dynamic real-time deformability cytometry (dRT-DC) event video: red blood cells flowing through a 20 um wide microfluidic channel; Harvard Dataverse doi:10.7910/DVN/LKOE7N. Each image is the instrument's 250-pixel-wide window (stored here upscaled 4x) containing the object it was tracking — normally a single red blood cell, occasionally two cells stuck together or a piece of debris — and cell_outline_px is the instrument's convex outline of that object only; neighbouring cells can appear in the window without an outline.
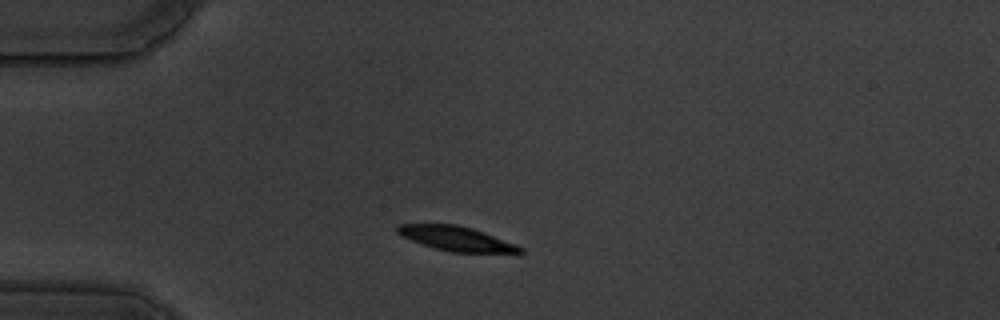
{"species": "common noctule bat (a hibernating species)", "species_latin": "Nyctalus noctula", "temperature_condition": "warm", "stored_images_in_passage": 44, "camera_frame_rate_fps": 3000, "um_per_image_px": 0.085, "animal": {"sex": "male", "body_mass_g": 19.5, "forearm_length_mm": 54.6}, "frame": {"image": 1, "passage_image": 1, "time_ms": 0.0, "image_size_px": [1000, 320], "cell_outline_px": [[524, 252], [448, 252], [420, 244], [396, 232], [396, 228], [400, 224], [456, 224], [472, 228], [516, 244], [524, 248]], "centroid_in_image_um": [38.77, 20.28], "position_along_channel_um": 46.2, "area_um2": 17.28}}
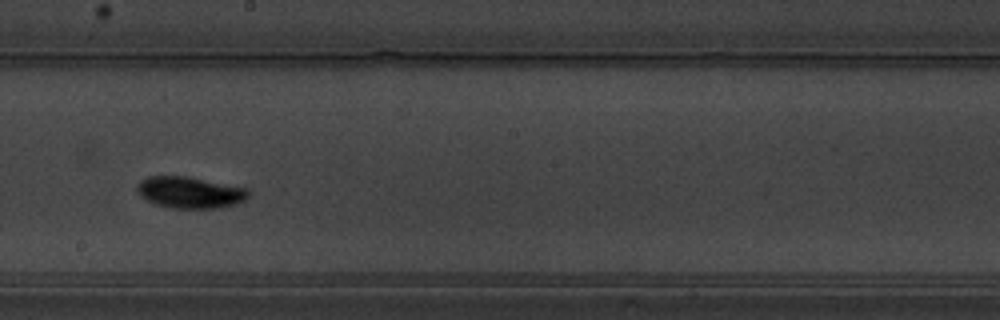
{"frame": {"image": 2, "passage_image": 19, "time_ms": 6.0, "image_size_px": [1000, 320], "cell_outline_px": [[248, 196], [244, 200], [236, 204], [220, 208], [168, 208], [152, 204], [140, 196], [136, 192], [136, 184], [140, 180], [148, 176], [184, 176], [248, 188]], "centroid_in_image_um": [16.07, 16.37], "position_along_channel_um": 232.1, "area_um2": 20.63}}
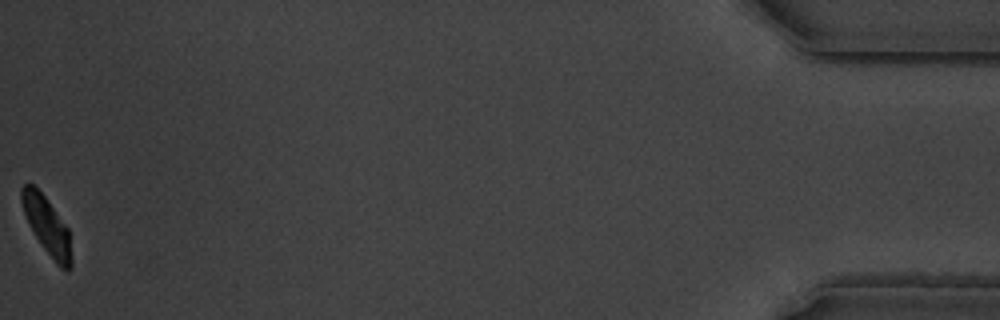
{"frame": {"image": 3, "passage_image": 44, "time_ms": 14.333, "image_size_px": [1000, 320], "cell_outline_px": [[72, 268], [60, 268], [56, 264], [44, 248], [28, 224], [20, 200], [20, 188], [28, 180], [44, 196], [68, 228], [72, 260]], "centroid_in_image_um": [3.96, 19.15], "position_along_channel_um": 431.2, "area_um2": 16.47}, "authors_computed_cell_mechanics": {"area_um2": 19.1318, "velocity_mm_per_s": 3.4802, "shape_relaxation_time_tau1_ms": 2.3225, "shape_relaxation_time_tau2_ms": 8.7362, "deformation_change_tau1": 0.131, "deformation_change_tau2": 0.11}}